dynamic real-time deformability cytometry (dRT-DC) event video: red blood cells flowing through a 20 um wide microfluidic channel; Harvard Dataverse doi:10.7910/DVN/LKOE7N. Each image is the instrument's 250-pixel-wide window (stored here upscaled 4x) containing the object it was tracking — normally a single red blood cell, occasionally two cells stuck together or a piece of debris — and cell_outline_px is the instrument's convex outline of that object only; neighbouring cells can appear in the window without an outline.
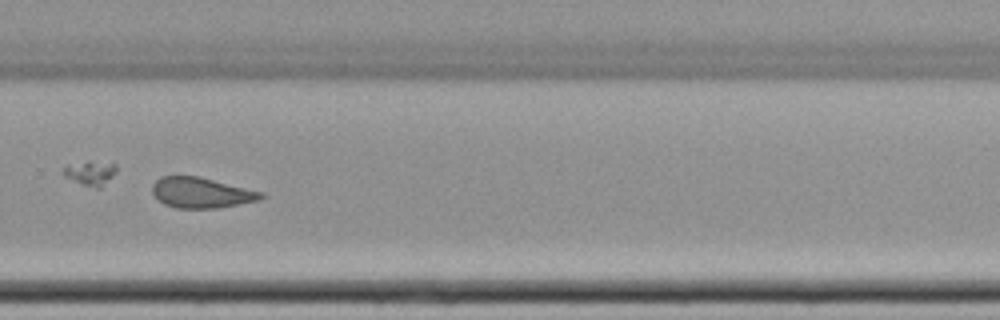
{"species": "common noctule bat (a hibernating species)", "species_latin": "Nyctalus noctula", "temperature_condition": "cold", "stored_images_in_passage": 59, "segment_of_instrument_passage": [1, 2], "camera_frame_rate_fps": 3000, "um_per_image_px": 0.085, "animal": {"sex": "female", "body_mass_g": 22.7, "forearm_length_mm": 54.2}, "frame": {"image": 1, "passage_image": 43, "time_ms": 14.0, "image_size_px": [1000, 320], "cell_outline_px": [[264, 196], [260, 200], [220, 208], [176, 208], [164, 204], [152, 192], [152, 184], [160, 176], [200, 176], [264, 192]], "centroid_in_image_um": [17.13, 16.37], "position_along_channel_um": 312.7, "area_um2": 19.48}}
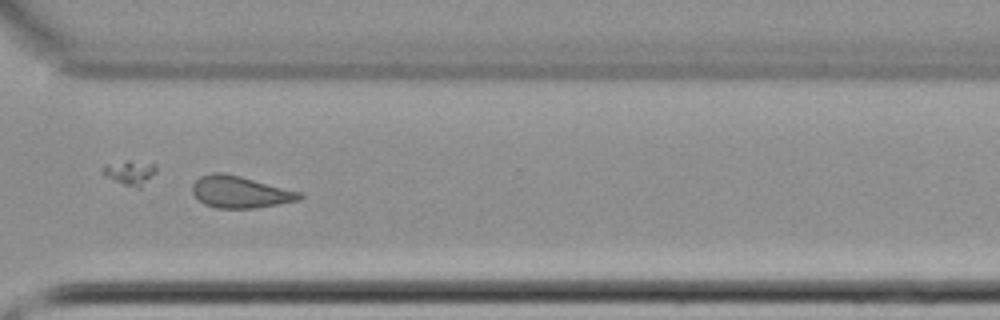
{"frame": {"image": 2, "passage_image": 46, "time_ms": 15.0, "image_size_px": [1000, 320], "cell_outline_px": [[304, 196], [300, 200], [252, 208], [216, 208], [204, 204], [192, 192], [192, 184], [200, 176], [212, 172], [224, 172], [240, 176], [300, 192]], "centroid_in_image_um": [20.38, 16.31], "position_along_channel_um": 350.2, "area_um2": 19.71}}